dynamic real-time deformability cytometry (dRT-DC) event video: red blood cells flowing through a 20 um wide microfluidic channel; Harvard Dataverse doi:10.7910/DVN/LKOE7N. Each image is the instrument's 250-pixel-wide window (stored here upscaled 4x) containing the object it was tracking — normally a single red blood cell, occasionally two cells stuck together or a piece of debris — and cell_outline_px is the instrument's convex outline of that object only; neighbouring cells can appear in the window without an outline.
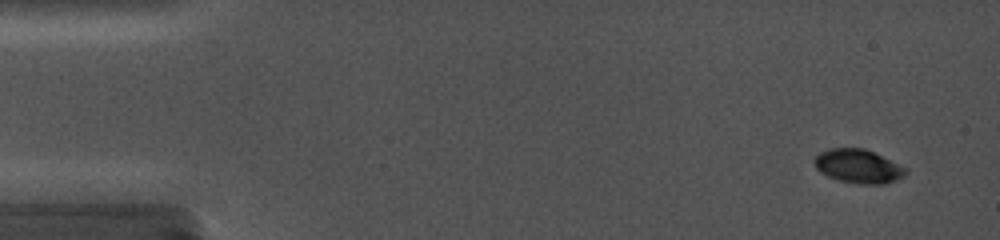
{"species": "common noctule bat (a hibernating species)", "species_latin": "Nyctalus noctula", "temperature_condition": "cold", "stored_images_in_passage": 28, "camera_frame_rate_fps": 5000, "um_per_image_px": 0.085, "animal": {"sex": "female", "body_mass_g": 19.0, "forearm_length_mm": 56.7}, "frame": {"image": 1, "passage_image": 2, "time_ms": 0.6, "image_size_px": [1000, 240], "cell_outline_px": [[908, 172], [904, 176], [884, 184], [856, 184], [840, 180], [828, 176], [820, 172], [816, 168], [812, 160], [820, 152], [828, 148], [864, 148], [908, 168]], "centroid_in_image_um": [72.94, 14.13], "position_along_channel_um": 12.1, "area_um2": 18.03}}
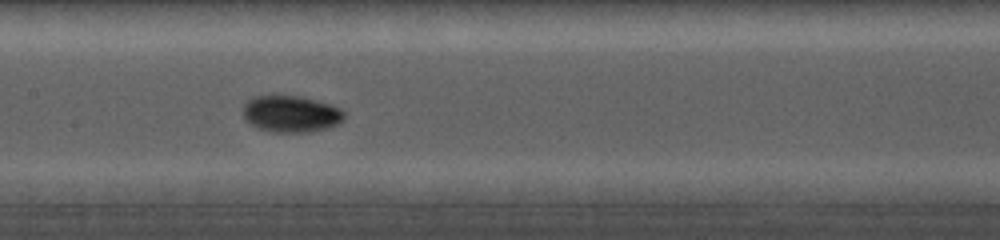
{"frame": {"image": 2, "passage_image": 15, "time_ms": 8.4, "image_size_px": [1000, 240], "cell_outline_px": [[344, 120], [336, 124], [324, 128], [308, 132], [272, 132], [260, 128], [252, 124], [244, 116], [244, 104], [252, 96], [272, 92], [300, 96], [332, 104], [340, 108], [344, 112]], "centroid_in_image_um": [24.71, 9.62], "position_along_channel_um": 182.7, "area_um2": 22.02}}
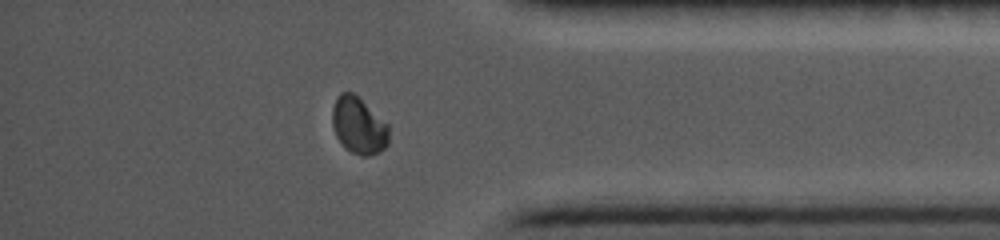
{"frame": {"image": 3, "passage_image": 25, "time_ms": 14.4, "image_size_px": [1000, 240], "cell_outline_px": [[388, 144], [384, 148], [368, 156], [360, 156], [344, 148], [336, 136], [332, 124], [332, 108], [336, 96], [340, 92], [352, 92], [388, 124]], "centroid_in_image_um": [30.45, 10.67], "position_along_channel_um": 404.7, "area_um2": 18.61}}